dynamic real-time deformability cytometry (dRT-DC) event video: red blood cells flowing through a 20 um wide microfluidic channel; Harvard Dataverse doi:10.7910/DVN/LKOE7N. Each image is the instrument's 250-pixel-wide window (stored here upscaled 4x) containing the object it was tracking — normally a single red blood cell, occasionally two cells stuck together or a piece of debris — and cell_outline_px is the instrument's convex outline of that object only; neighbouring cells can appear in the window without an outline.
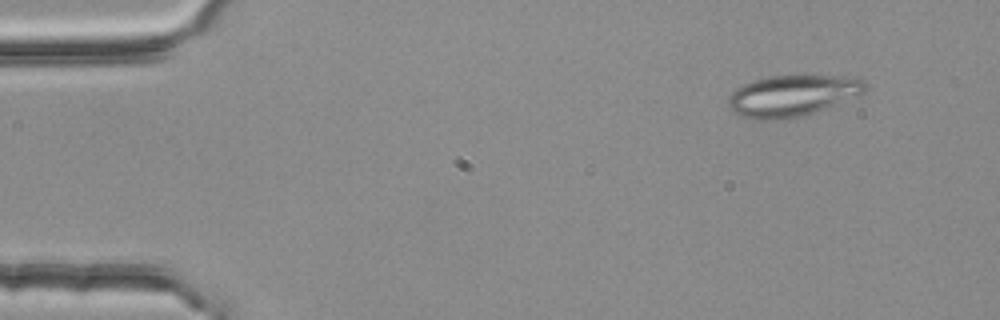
{"species": "common noctule bat (a hibernating species)", "species_latin": "Nyctalus noctula", "temperature_condition": "room temperature", "stored_images_in_passage": 3, "camera_frame_rate_fps": 3000, "um_per_image_px": 0.085, "animal": {"sex": "female", "body_mass_g": 25.1}, "frame": {"image": 1, "passage_image": 3, "time_ms": 0.667, "image_size_px": [1000, 320], "cell_outline_px": [[868, 88], [860, 96], [804, 116], [784, 120], [756, 120], [740, 116], [732, 112], [728, 108], [728, 96], [736, 88], [752, 80], [772, 76], [804, 72], [856, 76], [864, 80], [868, 84]], "centroid_in_image_um": [67.43, 8.08], "position_along_channel_um": 17.6, "area_um2": 34.85}}